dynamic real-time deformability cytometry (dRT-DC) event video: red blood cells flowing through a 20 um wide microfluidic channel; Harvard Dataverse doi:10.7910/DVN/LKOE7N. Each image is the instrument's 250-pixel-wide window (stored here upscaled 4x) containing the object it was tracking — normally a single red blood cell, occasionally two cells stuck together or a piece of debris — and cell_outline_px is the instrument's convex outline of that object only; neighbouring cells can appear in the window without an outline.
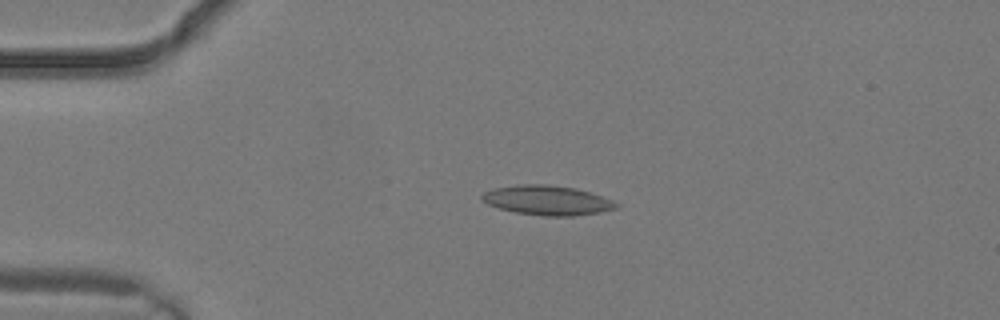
{"species": "common noctule bat (a hibernating species)", "species_latin": "Nyctalus noctula", "temperature_condition": "warm", "stored_images_in_passage": 2, "camera_frame_rate_fps": 3000, "um_per_image_px": 0.085, "animal": {"sex": "male", "body_mass_g": 19.2, "forearm_length_mm": 51.8}, "frame": {"image": 1, "passage_image": 2, "time_ms": 0.333, "image_size_px": [1000, 320], "cell_outline_px": [[620, 208], [600, 212], [572, 216], [544, 216], [516, 212], [500, 208], [488, 204], [480, 196], [484, 192], [496, 188], [516, 184], [548, 184], [576, 188], [612, 200], [620, 204]], "centroid_in_image_um": [46.55, 17.02], "position_along_channel_um": 38.4, "area_um2": 23.06}}